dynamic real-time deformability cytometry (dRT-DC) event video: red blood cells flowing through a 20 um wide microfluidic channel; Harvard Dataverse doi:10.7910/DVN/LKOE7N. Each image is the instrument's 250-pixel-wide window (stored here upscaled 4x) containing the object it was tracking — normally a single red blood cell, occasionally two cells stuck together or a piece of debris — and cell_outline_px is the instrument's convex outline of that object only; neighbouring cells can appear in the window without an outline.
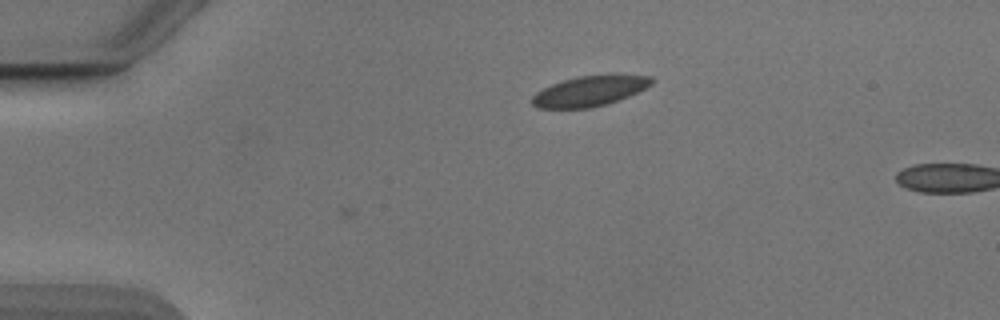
{"species": "Egyptian fruit bat (a non-hibernating species)", "species_latin": "Rousettus aegyptiacus", "temperature_condition": "cold", "stored_images_in_passage": 3, "camera_frame_rate_fps": 3000, "um_per_image_px": 0.085, "animal": {"sex": "male"}, "frame": {"image": 1, "passage_image": 1, "time_ms": 0.0, "image_size_px": [1000, 320], "cell_outline_px": [[656, 80], [652, 84], [620, 100], [608, 104], [592, 108], [536, 108], [532, 104], [532, 96], [536, 92], [552, 84], [564, 80], [580, 76], [652, 76]], "centroid_in_image_um": [50.09, 7.77], "position_along_channel_um": 34.9, "area_um2": 20.69}}